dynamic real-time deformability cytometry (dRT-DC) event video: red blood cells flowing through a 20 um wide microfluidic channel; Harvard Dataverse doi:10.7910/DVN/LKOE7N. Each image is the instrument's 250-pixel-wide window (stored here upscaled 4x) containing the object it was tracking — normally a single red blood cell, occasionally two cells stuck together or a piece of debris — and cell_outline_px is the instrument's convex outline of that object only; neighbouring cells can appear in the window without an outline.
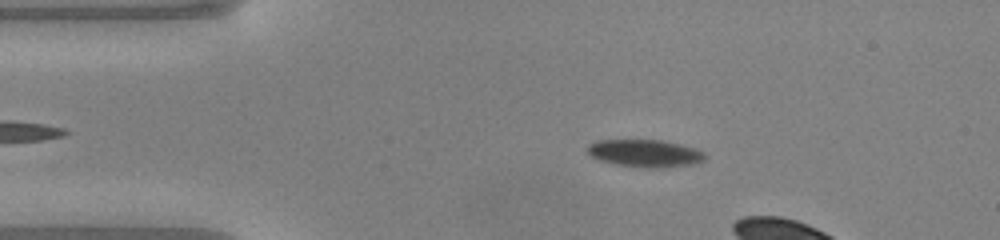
{"species": "common noctule bat (a hibernating species)", "species_latin": "Nyctalus noctula", "temperature_condition": "warm", "stored_images_in_passage": 13, "camera_frame_rate_fps": 3000, "um_per_image_px": 0.085, "animal": {"sex": "male", "body_mass_g": 20.0, "forearm_length_mm": 53.3}, "frame": {"image": 1, "passage_image": 8, "time_ms": 2.333, "image_size_px": [1000, 240], "cell_outline_px": [[708, 156], [704, 160], [696, 164], [652, 168], [616, 164], [600, 160], [592, 156], [588, 152], [588, 144], [596, 140], [660, 140], [680, 144], [696, 148], [704, 152]], "centroid_in_image_um": [54.87, 13.02], "position_along_channel_um": 30.1, "area_um2": 18.73}}